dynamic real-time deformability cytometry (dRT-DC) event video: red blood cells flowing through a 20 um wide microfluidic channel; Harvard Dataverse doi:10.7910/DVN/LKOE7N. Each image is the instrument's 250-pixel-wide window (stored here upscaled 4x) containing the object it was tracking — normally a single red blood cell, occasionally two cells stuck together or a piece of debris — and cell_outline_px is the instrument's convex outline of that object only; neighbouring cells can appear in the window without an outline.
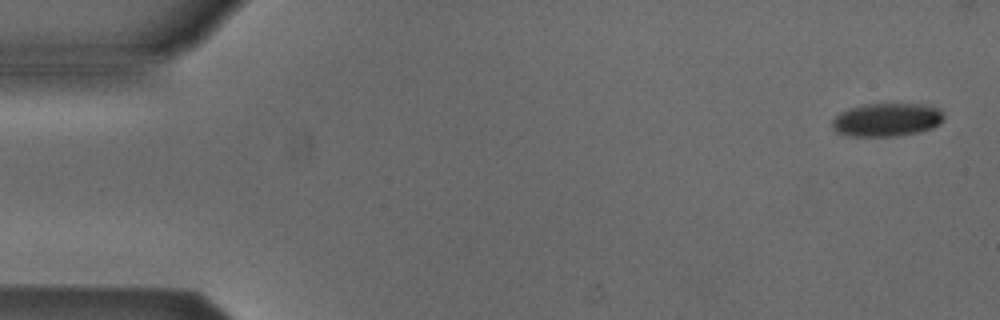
{"species": "Egyptian fruit bat (a non-hibernating species)", "species_latin": "Rousettus aegyptiacus", "temperature_condition": "cold", "stored_images_in_passage": 7, "camera_frame_rate_fps": 3000, "um_per_image_px": 0.085, "animal": {"sex": "male"}, "frame": {"image": 1, "passage_image": 1, "time_ms": 0.0, "image_size_px": [1000, 320], "cell_outline_px": [[944, 120], [940, 124], [932, 128], [920, 132], [896, 136], [852, 136], [836, 132], [832, 128], [832, 120], [840, 112], [864, 104], [920, 104], [940, 108], [944, 116]], "centroid_in_image_um": [75.4, 10.18], "position_along_channel_um": 9.6, "area_um2": 21.73}}
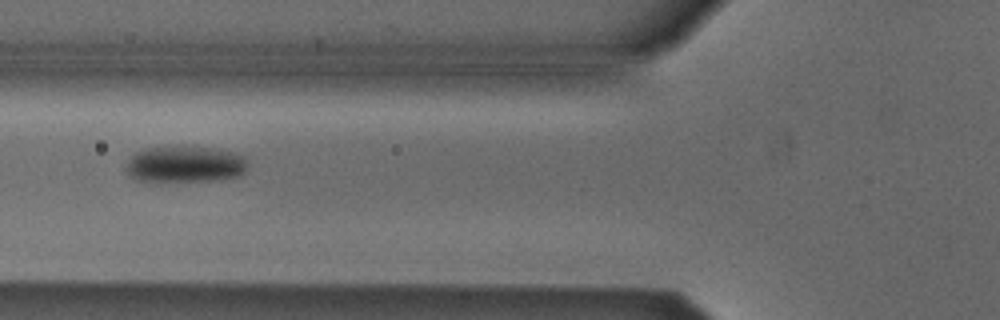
{"frame": {"image": 2, "passage_image": 6, "time_ms": 6.0, "image_size_px": [1000, 320], "cell_outline_px": [[248, 164], [244, 172], [240, 176], [212, 180], [156, 184], [132, 180], [128, 176], [124, 168], [128, 160], [136, 152], [144, 148], [176, 144], [212, 148], [236, 152], [244, 156], [248, 160]], "centroid_in_image_um": [15.64, 13.97], "position_along_channel_um": 110.2, "area_um2": 27.57}}
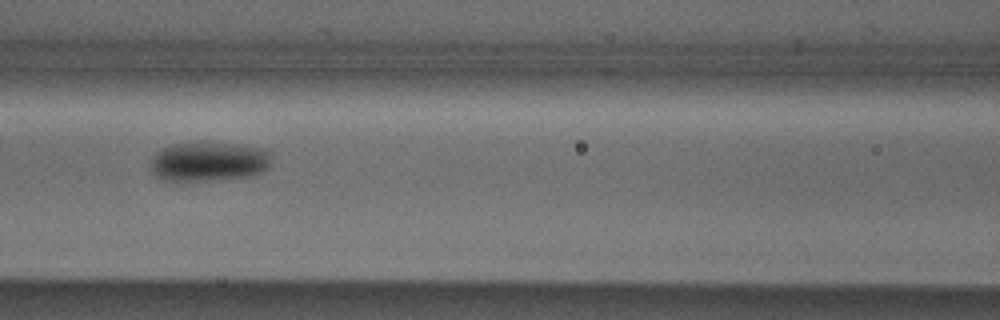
{"frame": {"image": 3, "passage_image": 7, "time_ms": 7.0, "image_size_px": [1000, 320], "cell_outline_px": [[272, 156], [268, 168], [252, 176], [216, 180], [164, 180], [156, 176], [152, 172], [148, 164], [152, 156], [156, 152], [172, 144], [192, 140], [236, 144], [264, 148]], "centroid_in_image_um": [17.71, 13.7], "position_along_channel_um": 148.9, "area_um2": 28.5}}